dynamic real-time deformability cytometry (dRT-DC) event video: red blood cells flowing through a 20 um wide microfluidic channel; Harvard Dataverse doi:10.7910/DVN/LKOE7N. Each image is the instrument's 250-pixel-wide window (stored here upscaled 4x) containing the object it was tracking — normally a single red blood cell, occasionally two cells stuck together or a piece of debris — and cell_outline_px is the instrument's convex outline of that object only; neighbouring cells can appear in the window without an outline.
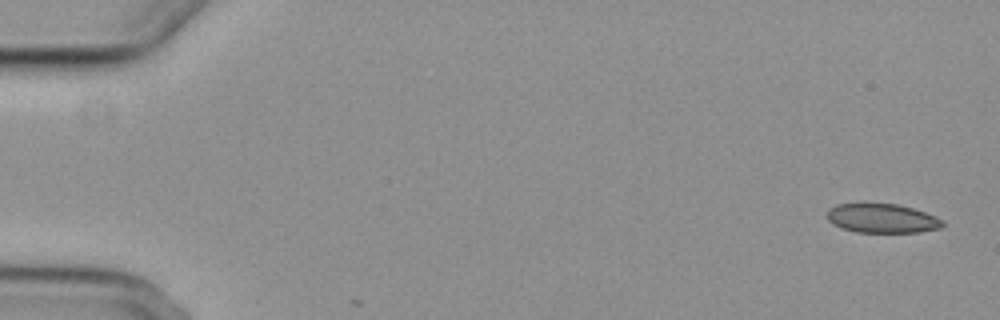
{"species": "common noctule bat (a hibernating species)", "species_latin": "Nyctalus noctula", "temperature_condition": "cold", "stored_images_in_passage": 6, "camera_frame_rate_fps": 3000, "um_per_image_px": 0.085, "animal": {"sex": "female", "body_mass_g": 29.2, "forearm_length_mm": 56.3}, "frame": {"image": 1, "passage_image": 1, "time_ms": 0.0, "image_size_px": [1000, 320], "cell_outline_px": [[944, 224], [940, 228], [920, 232], [856, 232], [832, 224], [828, 220], [828, 208], [836, 204], [864, 200], [900, 204], [936, 216], [944, 220]], "centroid_in_image_um": [74.94, 18.5], "position_along_channel_um": 10.1, "area_um2": 20.46}}